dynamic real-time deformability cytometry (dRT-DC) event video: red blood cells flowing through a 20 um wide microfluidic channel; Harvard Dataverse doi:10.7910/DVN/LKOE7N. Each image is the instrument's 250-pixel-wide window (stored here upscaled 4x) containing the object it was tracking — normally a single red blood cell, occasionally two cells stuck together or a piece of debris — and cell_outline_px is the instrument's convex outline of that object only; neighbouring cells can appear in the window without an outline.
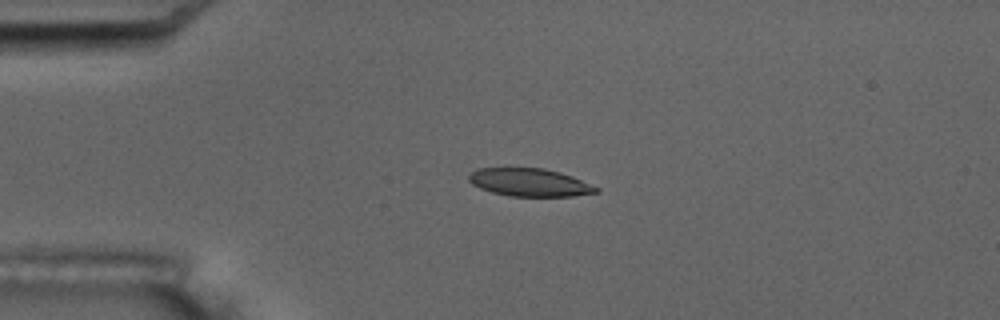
{"species": "common noctule bat (a hibernating species)", "species_latin": "Nyctalus noctula", "temperature_condition": "room temperature", "stored_images_in_passage": 4, "camera_frame_rate_fps": 3000, "um_per_image_px": 0.085, "animal": {"sex": "male", "body_mass_g": 17.5, "forearm_length_mm": 52.3}, "frame": {"image": 1, "passage_image": 4, "time_ms": 4.333, "image_size_px": [1000, 320], "cell_outline_px": [[600, 192], [572, 196], [508, 196], [492, 192], [480, 188], [472, 184], [468, 180], [468, 176], [476, 168], [544, 168], [560, 172], [572, 176], [600, 188]], "centroid_in_image_um": [45.02, 15.5], "position_along_channel_um": 40.0, "area_um2": 20.75}}